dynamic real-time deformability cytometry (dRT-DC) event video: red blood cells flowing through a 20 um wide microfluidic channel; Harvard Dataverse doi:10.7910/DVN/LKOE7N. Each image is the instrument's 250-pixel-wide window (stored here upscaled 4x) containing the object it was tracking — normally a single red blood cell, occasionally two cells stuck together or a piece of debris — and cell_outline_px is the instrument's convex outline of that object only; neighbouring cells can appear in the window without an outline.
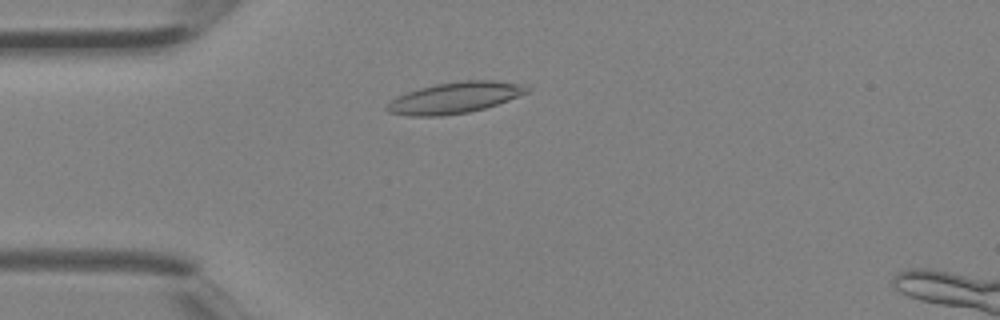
{"species": "Egyptian fruit bat (a non-hibernating species)", "species_latin": "Rousettus aegyptiacus", "temperature_condition": "room temperature", "stored_images_in_passage": 3, "camera_frame_rate_fps": 3000, "um_per_image_px": 0.085, "animal": {"sex": "female"}, "frame": {"image": 1, "passage_image": 3, "time_ms": 0.667, "image_size_px": [1000, 320], "cell_outline_px": [[532, 88], [528, 92], [508, 100], [484, 108], [468, 112], [440, 116], [408, 116], [388, 112], [384, 108], [396, 96], [420, 88], [436, 84], [460, 80], [492, 80], [524, 84]], "centroid_in_image_um": [38.66, 8.3], "position_along_channel_um": 46.3, "area_um2": 25.37}}